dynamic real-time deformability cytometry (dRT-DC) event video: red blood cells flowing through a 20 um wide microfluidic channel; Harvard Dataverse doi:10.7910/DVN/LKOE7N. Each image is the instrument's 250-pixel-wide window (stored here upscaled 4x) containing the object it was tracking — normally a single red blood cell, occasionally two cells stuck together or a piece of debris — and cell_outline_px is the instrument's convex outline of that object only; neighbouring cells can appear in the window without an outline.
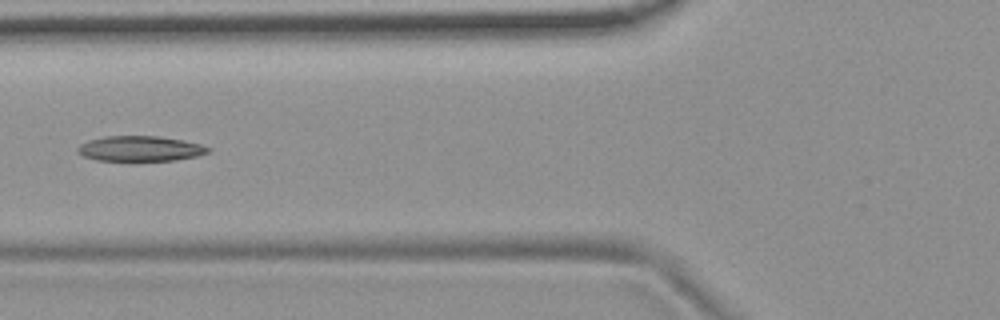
{"species": "common noctule bat (a hibernating species)", "species_latin": "Nyctalus noctula", "temperature_condition": "room temperature", "stored_images_in_passage": 8, "camera_frame_rate_fps": 3000, "um_per_image_px": 0.085, "animal": {"sex": "female", "body_mass_g": 19.9}, "frame": {"image": 1, "passage_image": 6, "time_ms": 1.667, "image_size_px": [1000, 320], "cell_outline_px": [[212, 148], [208, 152], [196, 156], [176, 160], [132, 164], [96, 160], [84, 156], [76, 152], [76, 148], [80, 144], [88, 140], [104, 136], [156, 136], [184, 140], [200, 144]], "centroid_in_image_um": [11.86, 12.68], "position_along_channel_um": 113.9, "area_um2": 20.29}}
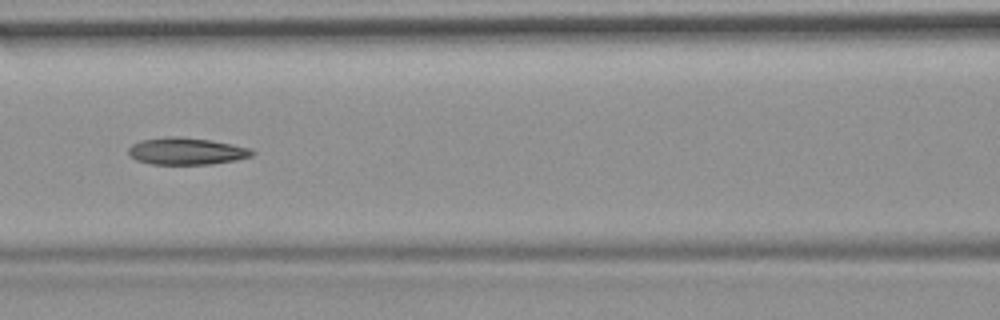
{"frame": {"image": 2, "passage_image": 7, "time_ms": 2.0, "image_size_px": [1000, 320], "cell_outline_px": [[256, 152], [252, 156], [236, 160], [212, 164], [152, 164], [136, 160], [128, 152], [128, 148], [132, 144], [140, 140], [168, 136], [180, 136], [208, 140], [232, 144], [252, 148]], "centroid_in_image_um": [15.87, 12.84], "position_along_channel_um": 150.7, "area_um2": 19.54}}